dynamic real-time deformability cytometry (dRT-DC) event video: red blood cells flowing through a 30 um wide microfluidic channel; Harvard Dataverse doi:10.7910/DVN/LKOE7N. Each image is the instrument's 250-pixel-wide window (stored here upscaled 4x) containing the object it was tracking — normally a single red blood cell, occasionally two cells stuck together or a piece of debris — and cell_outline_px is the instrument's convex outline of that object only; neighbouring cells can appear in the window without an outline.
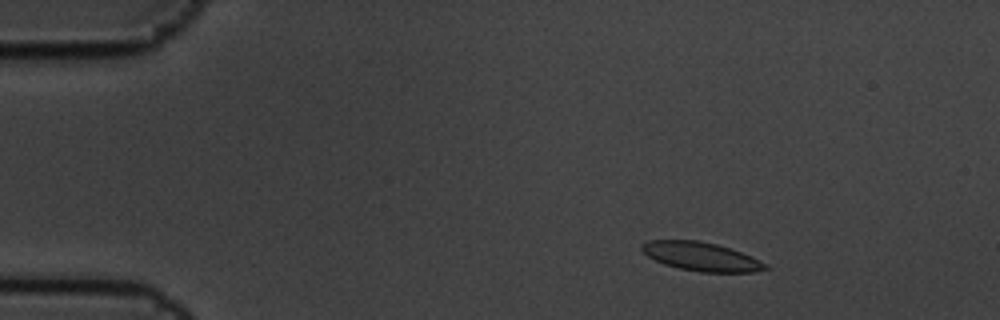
{"species": "common noctule bat (a hibernating species)", "species_latin": "Nyctalus noctula", "temperature_condition": "cold", "stored_images_in_passage": 6, "camera_frame_rate_fps": 3000, "um_per_image_px": 0.085, "animal": {"sex": "male", "body_mass_g": 19.5, "forearm_length_mm": 54.6}, "frame": {"image": 1, "passage_image": 1, "time_ms": 0.0, "image_size_px": [1000, 320], "cell_outline_px": [[772, 268], [756, 272], [700, 272], [680, 268], [664, 264], [648, 256], [640, 248], [640, 244], [648, 240], [700, 240], [716, 244], [752, 256]], "centroid_in_image_um": [59.6, 21.8], "position_along_channel_um": 25.4, "area_um2": 20.63}}
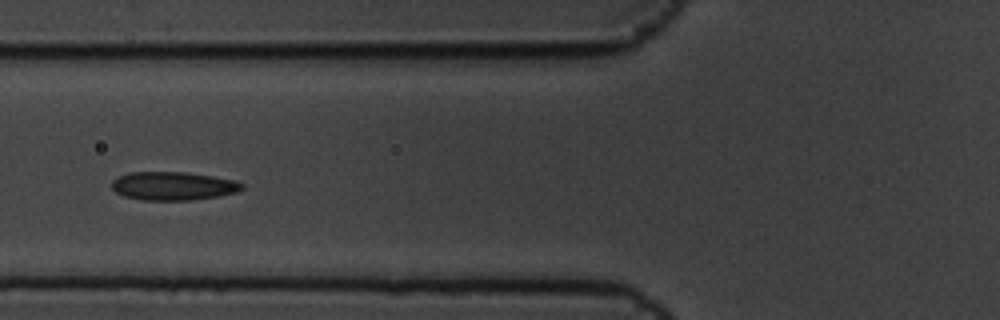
{"frame": {"image": 2, "passage_image": 5, "time_ms": 1.333, "image_size_px": [1000, 320], "cell_outline_px": [[244, 188], [236, 192], [216, 196], [192, 200], [140, 200], [124, 196], [116, 192], [112, 188], [112, 180], [128, 172], [184, 172], [212, 176], [232, 180], [244, 184]], "centroid_in_image_um": [14.68, 15.81], "position_along_channel_um": 111.1, "area_um2": 21.44}}
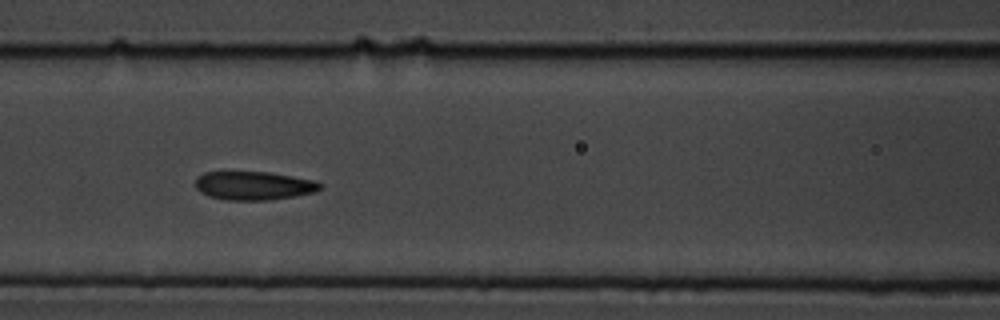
{"frame": {"image": 3, "passage_image": 6, "time_ms": 1.667, "image_size_px": [1000, 320], "cell_outline_px": [[324, 184], [316, 192], [272, 200], [224, 200], [208, 196], [200, 192], [196, 188], [196, 176], [204, 172], [224, 168], [268, 172], [316, 180]], "centroid_in_image_um": [21.5, 15.73], "position_along_channel_um": 145.1, "area_um2": 21.91}}